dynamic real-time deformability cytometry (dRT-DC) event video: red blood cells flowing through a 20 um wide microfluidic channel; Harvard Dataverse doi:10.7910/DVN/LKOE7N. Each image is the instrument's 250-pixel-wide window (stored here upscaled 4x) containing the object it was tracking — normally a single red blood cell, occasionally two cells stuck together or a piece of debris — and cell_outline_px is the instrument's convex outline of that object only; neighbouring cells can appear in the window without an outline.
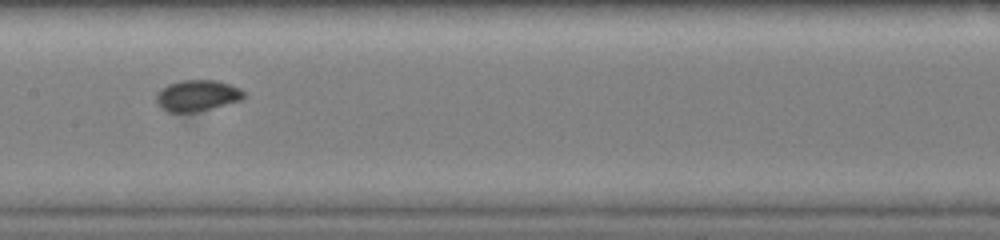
{"species": "common noctule bat (a hibernating species)", "species_latin": "Nyctalus noctula", "temperature_condition": "warm", "stored_images_in_passage": 47, "camera_frame_rate_fps": 3000, "um_per_image_px": 0.085, "animal": {"sex": "female", "body_mass_g": 19.0, "forearm_length_mm": 51.5}, "frame": {"image": 1, "passage_image": 25, "time_ms": 8.0, "image_size_px": [1000, 240], "cell_outline_px": [[244, 96], [240, 100], [200, 112], [168, 112], [156, 100], [156, 92], [160, 88], [168, 84], [180, 80], [216, 80], [240, 88], [244, 92]], "centroid_in_image_um": [16.75, 8.12], "position_along_channel_um": 190.7, "area_um2": 15.9}}